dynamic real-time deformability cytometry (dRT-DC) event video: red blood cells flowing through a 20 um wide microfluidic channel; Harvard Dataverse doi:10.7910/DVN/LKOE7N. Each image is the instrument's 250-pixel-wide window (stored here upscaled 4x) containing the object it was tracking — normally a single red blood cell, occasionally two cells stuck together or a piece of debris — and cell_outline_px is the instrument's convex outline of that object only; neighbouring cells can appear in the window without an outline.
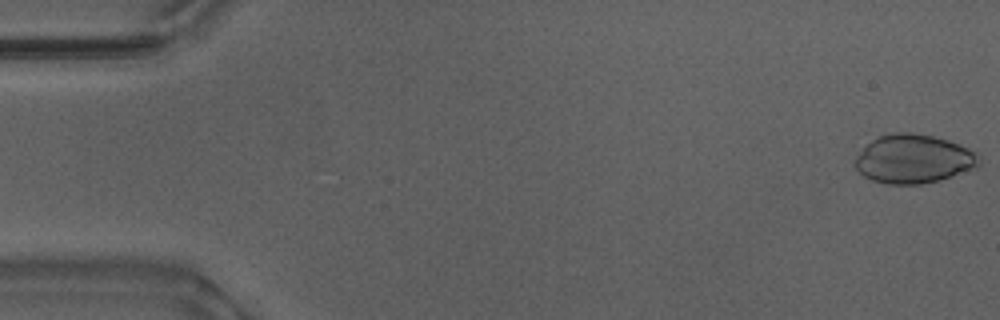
{"species": "Egyptian fruit bat (a non-hibernating species)", "species_latin": "Rousettus aegyptiacus", "temperature_condition": "warm", "stored_images_in_passage": 32, "camera_frame_rate_fps": 3000, "um_per_image_px": 0.085, "animal": {"sex": "male"}, "frame": {"image": 1, "passage_image": 1, "time_ms": 0.0, "image_size_px": [1000, 320], "cell_outline_px": [[980, 164], [976, 168], [952, 176], [920, 184], [888, 184], [872, 180], [864, 176], [852, 164], [856, 156], [872, 140], [880, 136], [892, 132], [912, 132], [932, 136], [948, 140], [968, 148], [980, 160]], "centroid_in_image_um": [77.62, 13.51], "position_along_channel_um": 7.4, "area_um2": 34.97}}